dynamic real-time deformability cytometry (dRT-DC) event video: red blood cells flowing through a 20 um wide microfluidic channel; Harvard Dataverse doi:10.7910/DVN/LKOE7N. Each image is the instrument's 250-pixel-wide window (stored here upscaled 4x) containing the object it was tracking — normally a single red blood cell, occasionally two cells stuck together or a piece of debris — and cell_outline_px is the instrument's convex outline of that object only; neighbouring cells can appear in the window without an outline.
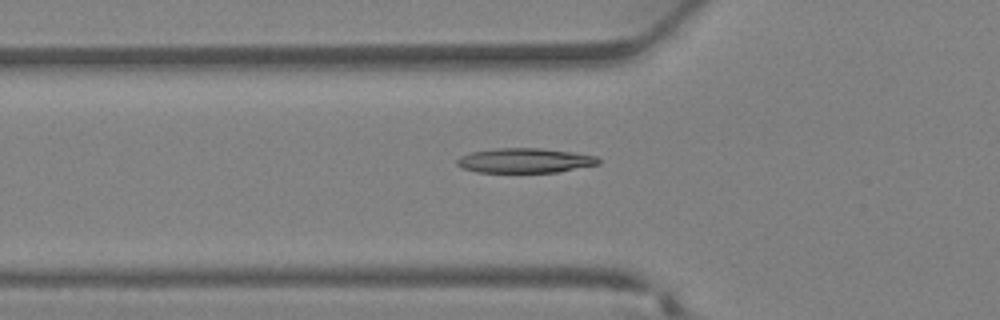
{"species": "Egyptian fruit bat (a non-hibernating species)", "species_latin": "Rousettus aegyptiacus", "temperature_condition": "warm", "stored_images_in_passage": 23, "camera_frame_rate_fps": 3000, "um_per_image_px": 0.085, "animal": {"sex": "female"}, "frame": {"image": 1, "passage_image": 2, "time_ms": 0.333, "image_size_px": [1000, 320], "cell_outline_px": [[600, 164], [556, 172], [476, 172], [464, 168], [456, 164], [456, 160], [460, 156], [472, 152], [496, 148], [540, 148], [572, 152], [596, 156], [600, 160]], "centroid_in_image_um": [44.61, 13.64], "position_along_channel_um": 81.2, "area_um2": 20.23}}
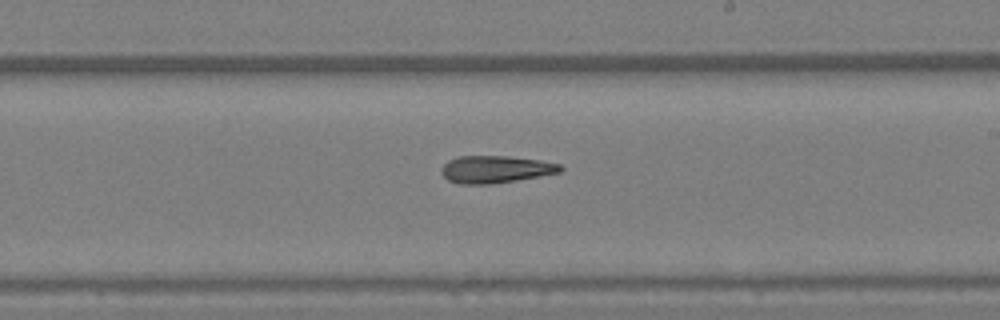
{"frame": {"image": 2, "passage_image": 11, "time_ms": 3.333, "image_size_px": [1000, 320], "cell_outline_px": [[564, 168], [560, 172], [516, 180], [488, 184], [460, 184], [448, 180], [440, 172], [440, 168], [448, 160], [456, 156], [508, 156], [540, 160], [560, 164]], "centroid_in_image_um": [42.08, 14.38], "position_along_channel_um": 246.9, "area_um2": 18.9}}
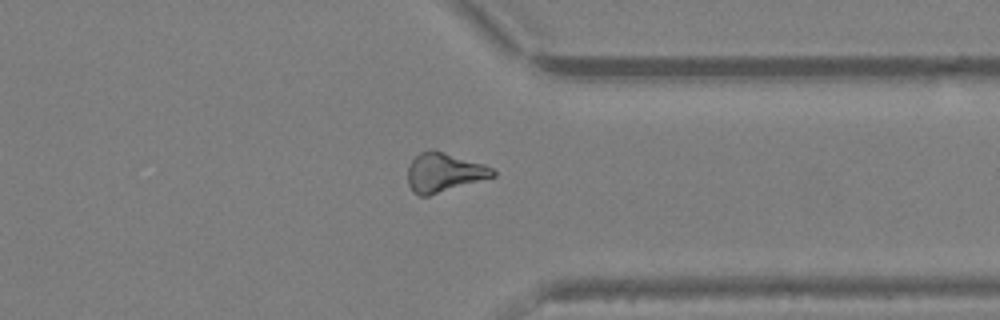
{"frame": {"image": 3, "passage_image": 18, "time_ms": 5.667, "image_size_px": [1000, 320], "cell_outline_px": [[496, 176], [428, 196], [420, 196], [412, 192], [408, 184], [408, 164], [420, 152], [432, 148], [484, 164], [492, 168], [496, 172]], "centroid_in_image_um": [37.72, 14.65], "position_along_channel_um": 373.7, "area_um2": 19.54}}